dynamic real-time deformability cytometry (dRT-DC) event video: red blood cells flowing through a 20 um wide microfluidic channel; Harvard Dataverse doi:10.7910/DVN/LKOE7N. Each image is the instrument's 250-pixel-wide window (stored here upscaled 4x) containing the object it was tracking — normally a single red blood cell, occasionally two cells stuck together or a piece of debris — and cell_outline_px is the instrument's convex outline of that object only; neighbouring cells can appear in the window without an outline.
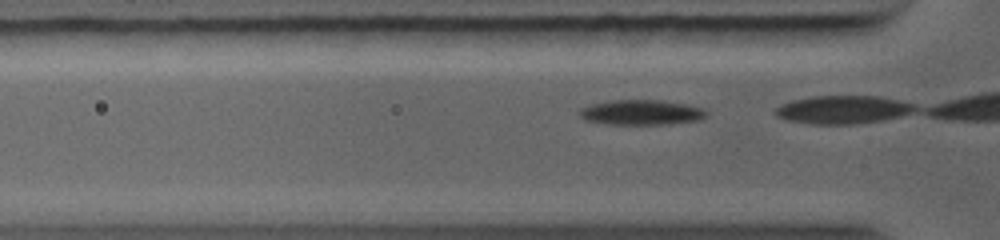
{"species": "common noctule bat (a hibernating species)", "species_latin": "Nyctalus noctula", "temperature_condition": "warm", "stored_images_in_passage": 3, "camera_frame_rate_fps": 5000, "um_per_image_px": 0.085, "animal": {"sex": "female", "body_mass_g": 19.0, "forearm_length_mm": 56.7}, "frame": {"image": 1, "passage_image": 2, "time_ms": 0.2, "image_size_px": [1000, 240], "cell_outline_px": [[708, 112], [700, 120], [668, 124], [608, 124], [584, 120], [580, 116], [580, 108], [592, 104], [616, 100], [660, 100], [684, 104], [700, 108]], "centroid_in_image_um": [54.49, 9.56], "position_along_channel_um": 71.3, "area_um2": 18.26}}